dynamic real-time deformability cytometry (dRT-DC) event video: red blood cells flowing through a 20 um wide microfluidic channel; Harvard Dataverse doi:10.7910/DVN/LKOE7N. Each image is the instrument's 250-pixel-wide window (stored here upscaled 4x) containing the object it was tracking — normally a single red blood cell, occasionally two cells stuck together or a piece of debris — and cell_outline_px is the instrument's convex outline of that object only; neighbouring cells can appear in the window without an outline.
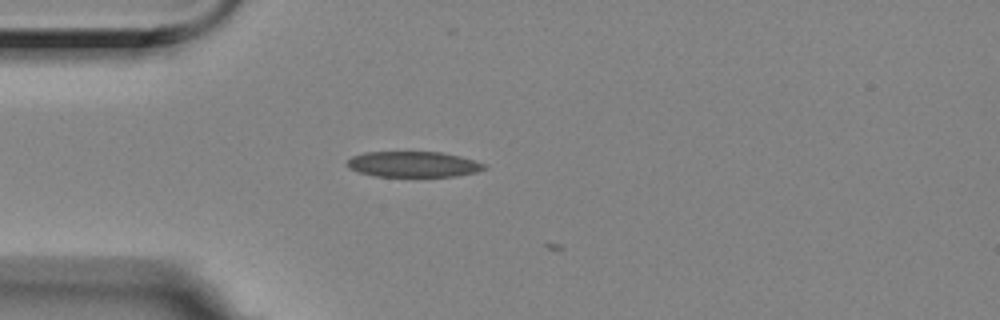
{"species": "Egyptian fruit bat (a non-hibernating species)", "species_latin": "Rousettus aegyptiacus", "temperature_condition": "room temperature", "stored_images_in_passage": 5, "camera_frame_rate_fps": 3000, "um_per_image_px": 0.085, "animal": {"sex": "female"}, "frame": {"image": 1, "passage_image": 4, "time_ms": 1.0, "image_size_px": [1000, 320], "cell_outline_px": [[484, 168], [476, 172], [456, 176], [412, 180], [376, 176], [356, 172], [348, 168], [348, 160], [352, 156], [364, 152], [440, 152], [460, 156], [484, 164]], "centroid_in_image_um": [35.08, 14.02], "position_along_channel_um": 49.9, "area_um2": 21.44}}